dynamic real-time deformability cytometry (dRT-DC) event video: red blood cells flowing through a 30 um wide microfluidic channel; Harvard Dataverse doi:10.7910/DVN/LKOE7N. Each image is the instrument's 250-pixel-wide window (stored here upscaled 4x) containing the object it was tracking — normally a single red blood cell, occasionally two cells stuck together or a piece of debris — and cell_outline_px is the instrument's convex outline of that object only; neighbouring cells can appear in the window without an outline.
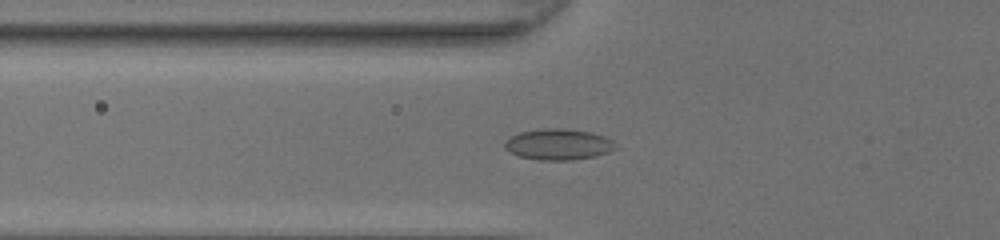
{"species": "common noctule bat (a hibernating species)", "species_latin": "Nyctalus noctula", "temperature_condition": "room temperature", "stored_images_in_passage": 32, "camera_frame_rate_fps": 3000, "um_per_image_px": 0.085, "animal": {"sex": "female", "body_mass_g": 20.0, "forearm_length_mm": 54.0}, "frame": {"image": 1, "passage_image": 3, "time_ms": 0.667, "image_size_px": [1000, 240], "cell_outline_px": [[616, 148], [608, 152], [592, 156], [572, 160], [540, 160], [520, 156], [504, 148], [504, 144], [512, 136], [520, 132], [544, 128], [564, 128], [592, 132], [604, 136], [612, 140]], "centroid_in_image_um": [47.47, 12.26], "position_along_channel_um": 78.3, "area_um2": 19.77}}
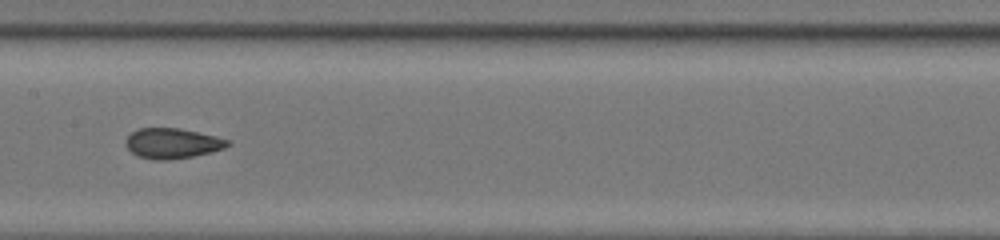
{"frame": {"image": 2, "passage_image": 11, "time_ms": 3.333, "image_size_px": [1000, 240], "cell_outline_px": [[232, 144], [224, 148], [192, 156], [164, 160], [160, 160], [136, 156], [128, 148], [128, 136], [132, 132], [140, 128], [180, 128], [216, 136], [228, 140]], "centroid_in_image_um": [14.67, 12.17], "position_along_channel_um": 192.7, "area_um2": 17.57}}
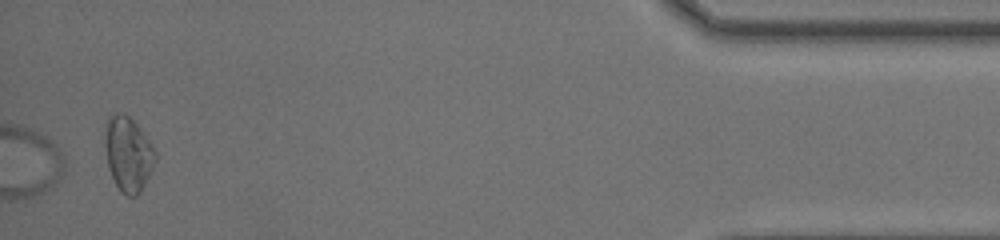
{"frame": {"image": 3, "passage_image": 32, "time_ms": 10.333, "image_size_px": [1000, 240], "cell_outline_px": [[156, 160], [140, 192], [136, 196], [128, 196], [120, 192], [112, 176], [108, 164], [108, 116], [120, 112], [128, 116], [136, 124], [152, 144], [156, 152]], "centroid_in_image_um": [10.95, 13.13], "position_along_channel_um": 424.2, "area_um2": 20.87}, "authors_computed_cell_mechanics": {"area_um2": 18.4382, "velocity_mm_per_s": 4.2663, "shape_relaxation_time_tau1_ms": null, "shape_relaxation_time_tau2_ms": 0.9356, "deformation_change_tau1": null, "deformation_change_tau2": 0.0571}}